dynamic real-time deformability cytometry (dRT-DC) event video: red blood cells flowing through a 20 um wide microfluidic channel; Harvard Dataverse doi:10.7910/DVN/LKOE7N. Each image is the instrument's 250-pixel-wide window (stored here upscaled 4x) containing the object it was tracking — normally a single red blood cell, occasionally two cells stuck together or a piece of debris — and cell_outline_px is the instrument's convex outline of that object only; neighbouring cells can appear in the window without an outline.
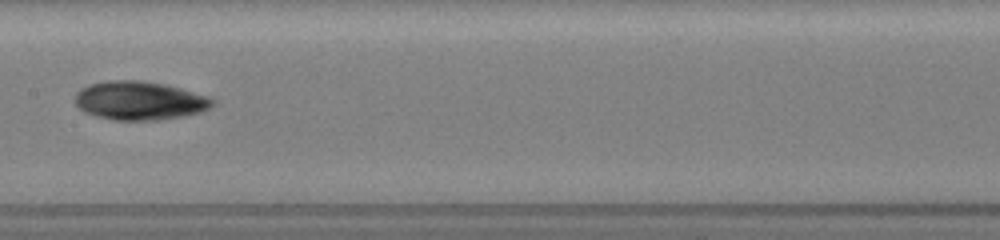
{"species": "common noctule bat (a hibernating species)", "species_latin": "Nyctalus noctula", "temperature_condition": "room temperature", "stored_images_in_passage": 17, "camera_frame_rate_fps": 3000, "um_per_image_px": 0.085, "animal": {"sex": "female", "body_mass_g": 19.5, "forearm_length_mm": 54.1}, "frame": {"image": 1, "passage_image": 10, "time_ms": 9.0, "image_size_px": [1000, 240], "cell_outline_px": [[216, 100], [212, 108], [200, 112], [184, 116], [156, 120], [112, 120], [96, 116], [84, 112], [76, 104], [76, 92], [80, 88], [88, 84], [108, 80], [140, 80], [164, 84], [180, 88], [208, 96]], "centroid_in_image_um": [11.87, 8.55], "position_along_channel_um": 195.5, "area_um2": 31.15}}